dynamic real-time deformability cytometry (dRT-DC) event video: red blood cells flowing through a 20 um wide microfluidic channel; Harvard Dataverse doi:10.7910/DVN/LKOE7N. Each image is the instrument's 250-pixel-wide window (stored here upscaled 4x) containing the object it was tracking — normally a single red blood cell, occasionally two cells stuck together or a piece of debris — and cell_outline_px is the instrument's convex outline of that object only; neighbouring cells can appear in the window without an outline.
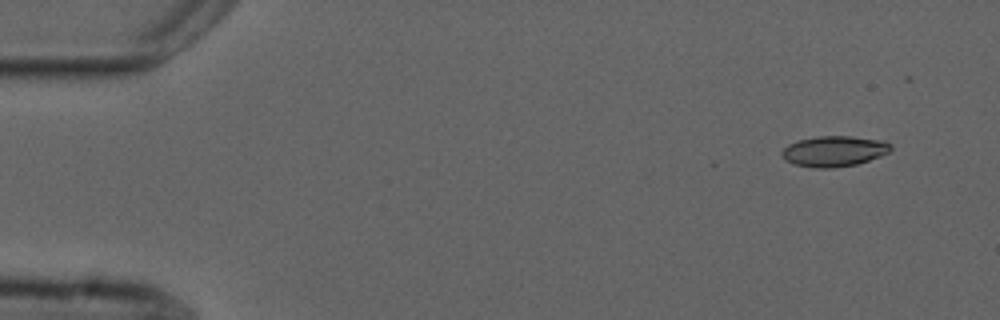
{"species": "common noctule bat (a hibernating species)", "species_latin": "Nyctalus noctula", "temperature_condition": "cold", "stored_images_in_passage": 21, "camera_frame_rate_fps": 3000, "um_per_image_px": 0.085, "animal": {"sex": "male", "forearm_length_mm": 52.5}, "frame": {"image": 1, "passage_image": 1, "time_ms": 0.0, "image_size_px": [1000, 320], "cell_outline_px": [[892, 148], [888, 152], [880, 156], [856, 164], [832, 168], [812, 168], [796, 164], [784, 160], [780, 152], [788, 144], [800, 140], [820, 136], [852, 136], [884, 140], [892, 144]], "centroid_in_image_um": [70.9, 12.85], "position_along_channel_um": 14.1, "area_um2": 19.42}}
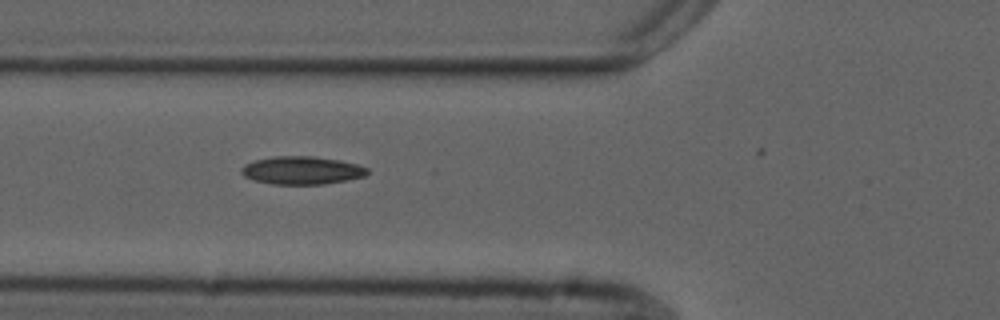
{"frame": {"image": 2, "passage_image": 17, "time_ms": 5.333, "image_size_px": [1000, 320], "cell_outline_px": [[368, 172], [364, 176], [324, 184], [272, 184], [252, 180], [244, 176], [240, 172], [240, 168], [244, 164], [256, 160], [272, 156], [312, 156], [340, 160], [356, 164], [368, 168]], "centroid_in_image_um": [25.6, 14.47], "position_along_channel_um": 100.2, "area_um2": 20.52}}
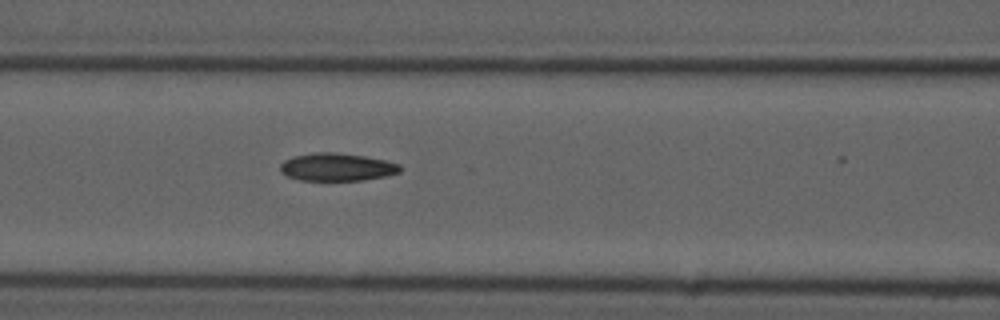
{"frame": {"image": 3, "passage_image": 20, "time_ms": 6.333, "image_size_px": [1000, 320], "cell_outline_px": [[400, 172], [384, 176], [364, 180], [300, 180], [288, 176], [280, 172], [280, 164], [284, 160], [292, 156], [316, 152], [332, 152], [364, 156], [384, 160], [400, 164]], "centroid_in_image_um": [28.6, 14.19], "position_along_channel_um": 138.0, "area_um2": 19.31}}